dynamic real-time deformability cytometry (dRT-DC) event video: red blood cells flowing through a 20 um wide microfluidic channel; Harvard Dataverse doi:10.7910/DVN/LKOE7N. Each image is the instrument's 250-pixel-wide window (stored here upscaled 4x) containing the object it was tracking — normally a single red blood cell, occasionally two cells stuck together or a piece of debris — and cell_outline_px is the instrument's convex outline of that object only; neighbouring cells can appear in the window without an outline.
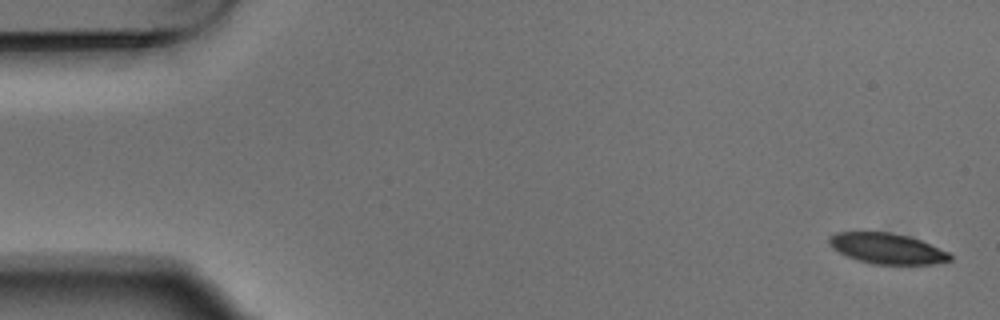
{"species": "Egyptian fruit bat (a non-hibernating species)", "species_latin": "Rousettus aegyptiacus", "temperature_condition": "warm", "stored_images_in_passage": 5, "camera_frame_rate_fps": 3000, "um_per_image_px": 0.085, "animal": {"sex": "male"}, "frame": {"image": 1, "passage_image": 1, "time_ms": 0.0, "image_size_px": [1000, 320], "cell_outline_px": [[952, 260], [932, 264], [872, 264], [848, 256], [832, 248], [828, 240], [828, 236], [836, 232], [892, 232], [908, 236], [920, 240], [948, 252], [952, 256]], "centroid_in_image_um": [75.39, 21.11], "position_along_channel_um": 9.6, "area_um2": 21.39}}
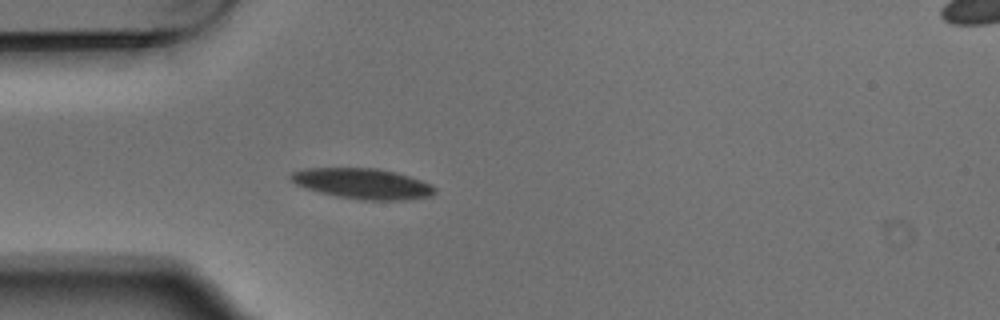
{"frame": {"image": 2, "passage_image": 5, "time_ms": 1.333, "image_size_px": [1000, 320], "cell_outline_px": [[436, 192], [432, 196], [408, 200], [364, 200], [336, 196], [320, 192], [296, 184], [288, 176], [292, 172], [308, 168], [376, 168], [396, 172], [420, 180], [436, 188]], "centroid_in_image_um": [30.85, 15.61], "position_along_channel_um": 54.2, "area_um2": 25.43}}